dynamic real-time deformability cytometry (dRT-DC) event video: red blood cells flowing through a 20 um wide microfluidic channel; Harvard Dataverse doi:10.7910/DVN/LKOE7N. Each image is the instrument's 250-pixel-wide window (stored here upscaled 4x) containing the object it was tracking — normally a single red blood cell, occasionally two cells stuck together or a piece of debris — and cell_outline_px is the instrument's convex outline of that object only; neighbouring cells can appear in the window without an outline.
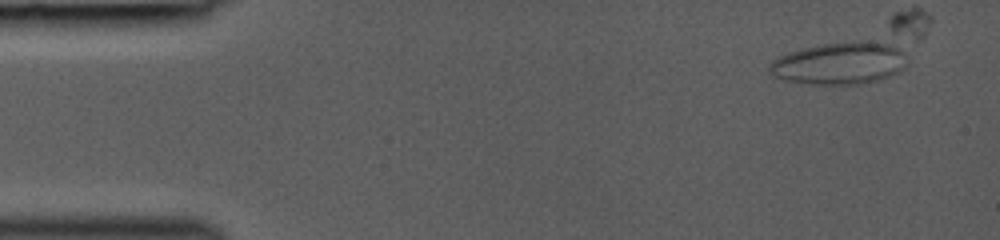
{"species": "common noctule bat (a hibernating species)", "species_latin": "Nyctalus noctula", "temperature_condition": "room temperature", "stored_images_in_passage": 19, "camera_frame_rate_fps": 3000, "um_per_image_px": 0.085, "animal": {"sex": "female", "body_mass_g": 19.0, "forearm_length_mm": 53.3}, "frame": {"image": 1, "passage_image": 1, "time_ms": 0.0, "image_size_px": [1000, 240], "cell_outline_px": [[904, 68], [900, 72], [876, 80], [860, 84], [808, 84], [784, 80], [768, 76], [768, 64], [772, 60], [788, 52], [804, 48], [824, 44], [884, 40], [888, 40], [904, 52]], "centroid_in_image_um": [71.34, 5.38], "position_along_channel_um": 13.7, "area_um2": 34.1}}
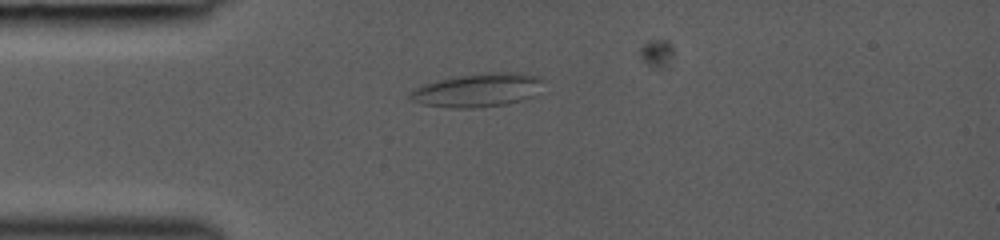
{"frame": {"image": 2, "passage_image": 10, "time_ms": 3.0, "image_size_px": [1000, 240], "cell_outline_px": [[544, 80], [532, 96], [524, 100], [508, 104], [476, 108], [452, 108], [424, 104], [412, 100], [408, 96], [416, 88], [424, 84], [436, 80], [460, 76], [492, 72], [520, 72], [540, 76]], "centroid_in_image_um": [40.64, 7.66], "position_along_channel_um": 44.4, "area_um2": 25.89}}
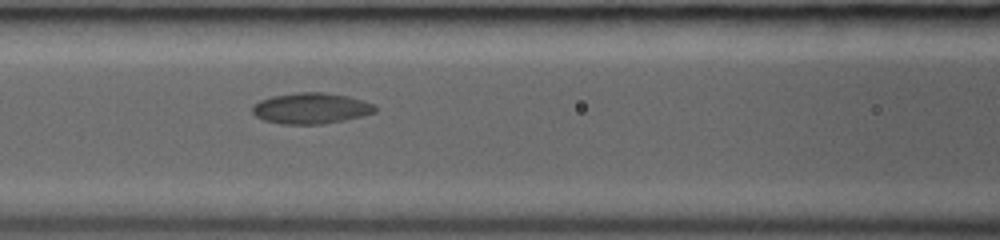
{"frame": {"image": 3, "passage_image": 18, "time_ms": 5.667, "image_size_px": [1000, 240], "cell_outline_px": [[376, 112], [364, 116], [324, 124], [280, 124], [264, 120], [256, 116], [252, 112], [252, 104], [260, 100], [272, 96], [296, 92], [320, 92], [348, 96], [376, 104]], "centroid_in_image_um": [26.44, 9.21], "position_along_channel_um": 140.2, "area_um2": 22.31}}